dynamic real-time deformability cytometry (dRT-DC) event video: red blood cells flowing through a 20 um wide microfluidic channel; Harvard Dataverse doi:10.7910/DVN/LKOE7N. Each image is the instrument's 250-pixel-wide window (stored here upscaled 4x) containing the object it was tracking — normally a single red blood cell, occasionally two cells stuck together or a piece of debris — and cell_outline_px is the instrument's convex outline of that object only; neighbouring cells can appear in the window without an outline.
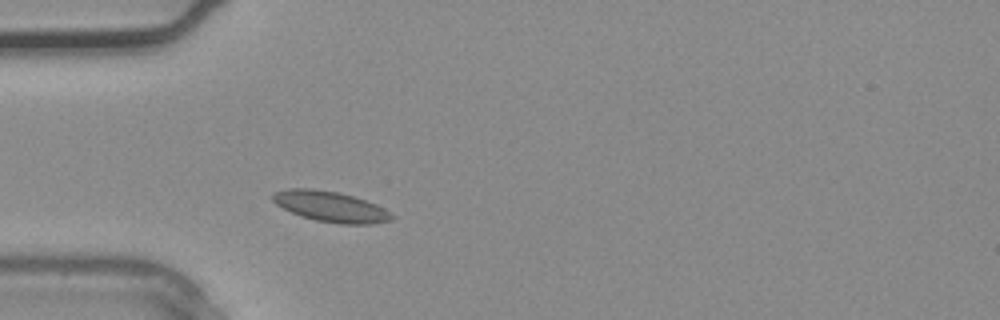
{"species": "common noctule bat (a hibernating species)", "species_latin": "Nyctalus noctula", "temperature_condition": "warm", "stored_images_in_passage": 1, "camera_frame_rate_fps": 3000, "um_per_image_px": 0.085, "animal": {"sex": "male", "body_mass_g": 20.4}, "frame": {"image": 1, "passage_image": 1, "time_ms": 0.0, "image_size_px": [1000, 320], "cell_outline_px": [[396, 216], [392, 220], [372, 224], [340, 224], [316, 220], [300, 216], [276, 204], [272, 200], [272, 196], [276, 192], [288, 188], [312, 188], [336, 192], [352, 196], [376, 204], [384, 208]], "centroid_in_image_um": [28.13, 17.57], "position_along_channel_um": 56.9, "area_um2": 21.1}}